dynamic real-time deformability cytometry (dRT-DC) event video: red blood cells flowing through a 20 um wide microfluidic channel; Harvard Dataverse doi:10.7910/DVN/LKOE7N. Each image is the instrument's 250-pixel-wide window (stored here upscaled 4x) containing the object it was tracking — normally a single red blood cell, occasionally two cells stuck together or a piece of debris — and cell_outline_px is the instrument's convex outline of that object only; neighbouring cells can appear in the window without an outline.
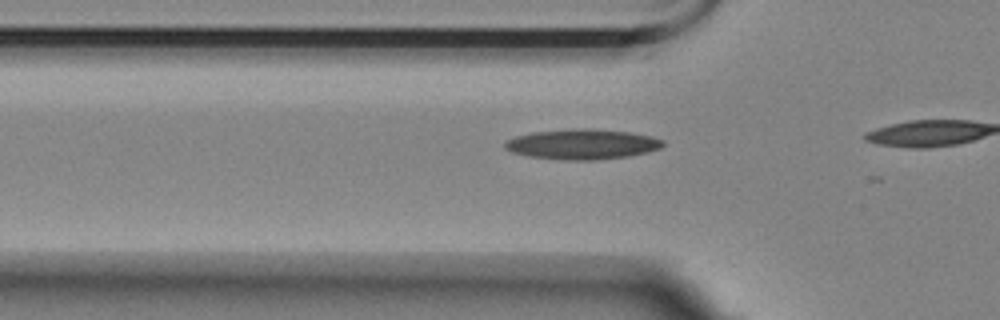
{"species": "Egyptian fruit bat (a non-hibernating species)", "species_latin": "Rousettus aegyptiacus", "temperature_condition": "room temperature", "stored_images_in_passage": 7, "camera_frame_rate_fps": 3000, "um_per_image_px": 0.085, "animal": {"sex": "female"}, "frame": {"image": 1, "passage_image": 5, "time_ms": 1.333, "image_size_px": [1000, 320], "cell_outline_px": [[664, 144], [660, 148], [648, 152], [628, 156], [592, 160], [568, 160], [528, 156], [512, 152], [504, 148], [504, 144], [508, 140], [516, 136], [532, 132], [572, 128], [592, 128], [632, 132], [652, 136], [664, 140]], "centroid_in_image_um": [49.51, 12.24], "position_along_channel_um": 76.3, "area_um2": 27.92}}